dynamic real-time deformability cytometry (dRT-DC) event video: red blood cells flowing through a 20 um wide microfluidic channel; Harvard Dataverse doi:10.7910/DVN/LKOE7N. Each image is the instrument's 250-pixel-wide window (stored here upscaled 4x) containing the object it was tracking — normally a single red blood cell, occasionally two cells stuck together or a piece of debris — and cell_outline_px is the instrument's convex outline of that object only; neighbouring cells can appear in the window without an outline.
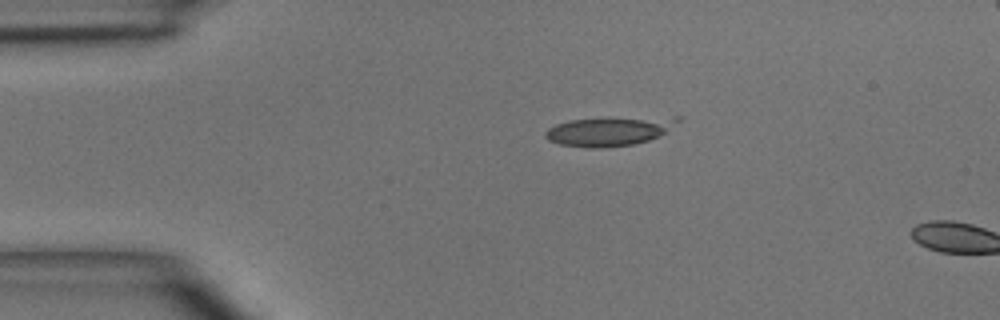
{"species": "common noctule bat (a hibernating species)", "species_latin": "Nyctalus noctula", "temperature_condition": "room temperature", "stored_images_in_passage": 2, "camera_frame_rate_fps": 3000, "um_per_image_px": 0.085, "animal": {"sex": "male", "body_mass_g": 15.6}, "frame": {"image": 1, "passage_image": 1, "time_ms": 0.0, "image_size_px": [1000, 320], "cell_outline_px": [[680, 120], [660, 136], [636, 144], [600, 148], [584, 148], [560, 144], [548, 140], [544, 136], [544, 132], [548, 128], [556, 124], [568, 120], [672, 116], [680, 116]], "centroid_in_image_um": [51.78, 11.16], "position_along_channel_um": 33.2, "area_um2": 22.48}}